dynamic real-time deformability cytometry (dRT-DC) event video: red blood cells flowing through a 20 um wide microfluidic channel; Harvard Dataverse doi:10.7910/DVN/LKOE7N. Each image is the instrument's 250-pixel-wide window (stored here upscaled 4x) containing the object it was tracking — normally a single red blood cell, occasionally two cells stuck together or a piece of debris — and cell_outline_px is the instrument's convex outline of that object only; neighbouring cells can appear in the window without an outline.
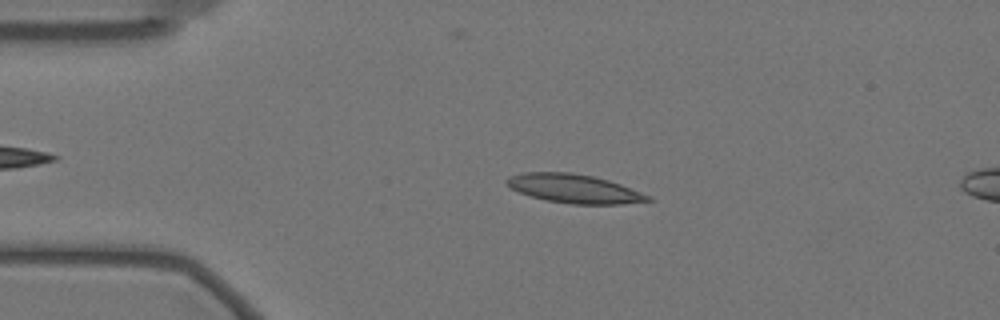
{"species": "Egyptian fruit bat (a non-hibernating species)", "species_latin": "Rousettus aegyptiacus", "temperature_condition": "warm", "stored_images_in_passage": 50, "camera_frame_rate_fps": 3000, "um_per_image_px": 0.085, "animal": {"sex": "female"}, "frame": {"image": 1, "passage_image": 11, "time_ms": 3.333, "image_size_px": [1000, 320], "cell_outline_px": [[656, 200], [620, 204], [572, 204], [548, 200], [532, 196], [520, 192], [512, 188], [504, 180], [508, 176], [524, 172], [568, 172], [592, 176], [608, 180], [620, 184], [652, 196]], "centroid_in_image_um": [48.84, 16.03], "position_along_channel_um": 36.2, "area_um2": 23.52}}
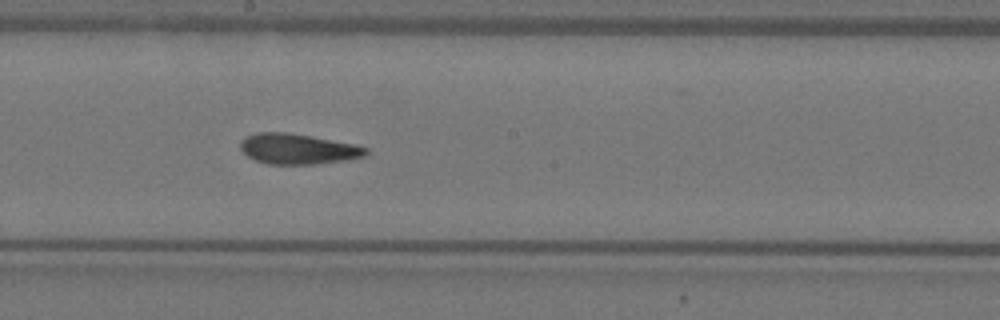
{"frame": {"image": 2, "passage_image": 30, "time_ms": 9.667, "image_size_px": [1000, 320], "cell_outline_px": [[368, 156], [344, 160], [312, 164], [268, 164], [256, 160], [248, 156], [240, 148], [240, 140], [244, 136], [256, 132], [288, 132], [312, 136], [356, 144], [368, 148]], "centroid_in_image_um": [25.32, 12.64], "position_along_channel_um": 222.9, "area_um2": 22.43}}
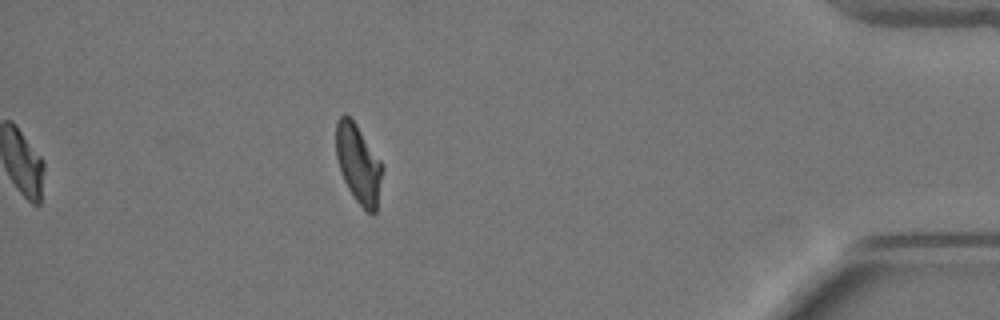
{"frame": {"image": 3, "passage_image": 50, "time_ms": 16.333, "image_size_px": [1000, 320], "cell_outline_px": [[384, 168], [376, 212], [368, 212], [356, 200], [348, 188], [340, 172], [336, 156], [336, 120], [344, 112], [356, 124], [384, 164]], "centroid_in_image_um": [30.47, 13.9], "position_along_channel_um": 404.7, "area_um2": 21.39}, "authors_computed_cell_mechanics": {"area_um2": 22.6576, "velocity_mm_per_s": 3.4681, "shape_relaxation_time_tau1_ms": null, "shape_relaxation_time_tau2_ms": 3.5284, "deformation_change_tau1": null, "deformation_change_tau2": 0.1188}}